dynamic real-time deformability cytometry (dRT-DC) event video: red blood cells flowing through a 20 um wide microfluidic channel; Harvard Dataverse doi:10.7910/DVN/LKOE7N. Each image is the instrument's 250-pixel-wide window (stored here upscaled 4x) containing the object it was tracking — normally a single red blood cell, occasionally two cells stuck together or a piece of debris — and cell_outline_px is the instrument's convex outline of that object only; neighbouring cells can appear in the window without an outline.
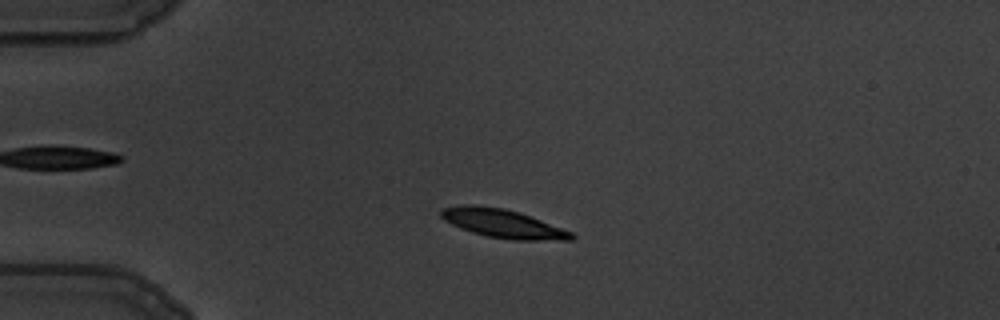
{"species": "common noctule bat (a hibernating species)", "species_latin": "Nyctalus noctula", "temperature_condition": "warm", "stored_images_in_passage": 56, "camera_frame_rate_fps": 3000, "um_per_image_px": 0.085, "animal": {"sex": "male", "body_mass_g": 19.5, "forearm_length_mm": 54.6}, "frame": {"image": 1, "passage_image": 12, "time_ms": 3.667, "image_size_px": [1000, 320], "cell_outline_px": [[576, 236], [572, 240], [512, 240], [488, 236], [472, 232], [460, 228], [444, 220], [440, 216], [440, 208], [464, 204], [472, 204], [504, 208], [520, 212], [572, 232]], "centroid_in_image_um": [42.72, 18.99], "position_along_channel_um": 42.3, "area_um2": 21.79}}
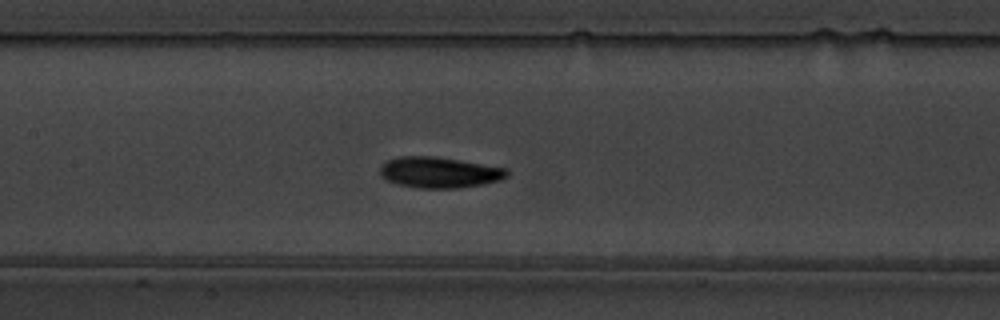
{"frame": {"image": 2, "passage_image": 26, "time_ms": 8.333, "image_size_px": [1000, 320], "cell_outline_px": [[508, 176], [500, 180], [484, 184], [460, 188], [420, 188], [396, 184], [380, 176], [380, 164], [388, 160], [400, 156], [432, 156], [508, 168]], "centroid_in_image_um": [37.33, 14.66], "position_along_channel_um": 170.1, "area_um2": 22.89}}
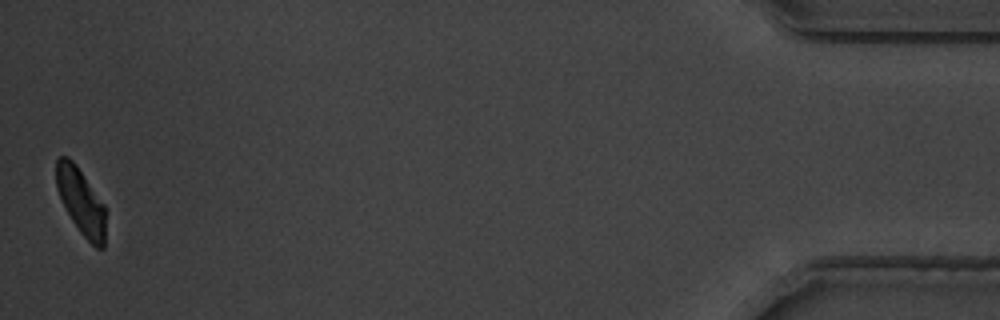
{"frame": {"image": 3, "passage_image": 56, "time_ms": 18.333, "image_size_px": [1000, 320], "cell_outline_px": [[104, 248], [96, 248], [80, 232], [72, 220], [56, 188], [56, 160], [60, 156], [68, 156], [76, 164], [104, 204]], "centroid_in_image_um": [6.86, 17.09], "position_along_channel_um": 428.3, "area_um2": 18.67}, "authors_computed_cell_mechanics": {"area_um2": 21.1548, "velocity_mm_per_s": 3.4216, "shape_relaxation_time_tau1_ms": 2.8492, "shape_relaxation_time_tau2_ms": 3.788, "deformation_change_tau1": 0.12, "deformation_change_tau2": 0.0787}}